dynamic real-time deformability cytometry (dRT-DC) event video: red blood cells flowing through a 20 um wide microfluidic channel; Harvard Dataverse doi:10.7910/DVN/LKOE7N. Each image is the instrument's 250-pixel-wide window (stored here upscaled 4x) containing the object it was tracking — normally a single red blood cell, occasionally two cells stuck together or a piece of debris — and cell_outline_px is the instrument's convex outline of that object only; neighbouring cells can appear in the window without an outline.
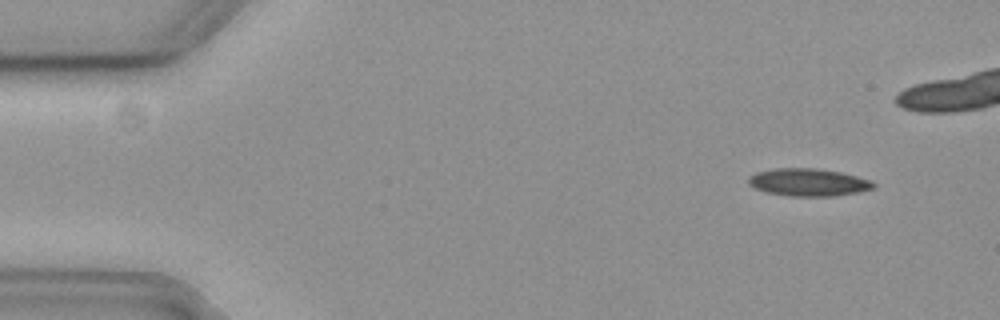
{"species": "common noctule bat (a hibernating species)", "species_latin": "Nyctalus noctula", "temperature_condition": "cold", "stored_images_in_passage": 5, "camera_frame_rate_fps": 3000, "um_per_image_px": 0.085, "animal": {"sex": "female", "body_mass_g": 19.3, "forearm_length_mm": 54.1}, "frame": {"image": 1, "passage_image": 1, "time_ms": 0.0, "image_size_px": [1000, 320], "cell_outline_px": [[876, 188], [860, 192], [832, 196], [788, 196], [764, 192], [748, 184], [748, 180], [756, 172], [776, 168], [812, 168], [840, 172], [872, 180], [876, 184]], "centroid_in_image_um": [68.75, 15.5], "position_along_channel_um": 16.3, "area_um2": 20.11}}
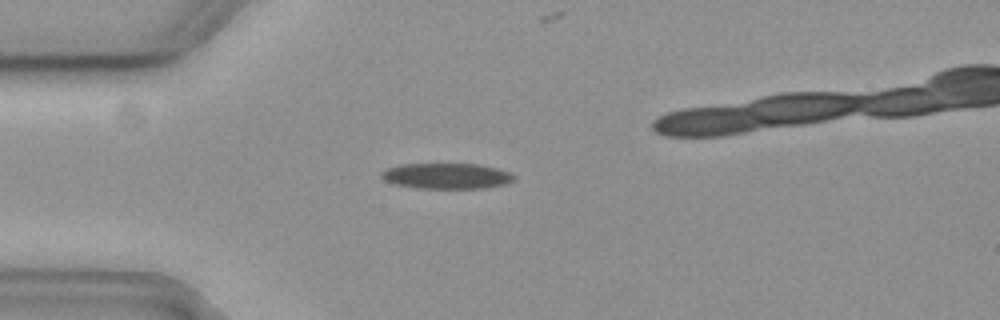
{"frame": {"image": 2, "passage_image": 4, "time_ms": 1.0, "image_size_px": [1000, 320], "cell_outline_px": [[516, 176], [512, 180], [504, 184], [484, 188], [416, 188], [396, 184], [384, 180], [380, 176], [380, 172], [388, 168], [400, 164], [480, 164], [496, 168], [508, 172]], "centroid_in_image_um": [37.93, 14.95], "position_along_channel_um": 47.1, "area_um2": 19.71}}